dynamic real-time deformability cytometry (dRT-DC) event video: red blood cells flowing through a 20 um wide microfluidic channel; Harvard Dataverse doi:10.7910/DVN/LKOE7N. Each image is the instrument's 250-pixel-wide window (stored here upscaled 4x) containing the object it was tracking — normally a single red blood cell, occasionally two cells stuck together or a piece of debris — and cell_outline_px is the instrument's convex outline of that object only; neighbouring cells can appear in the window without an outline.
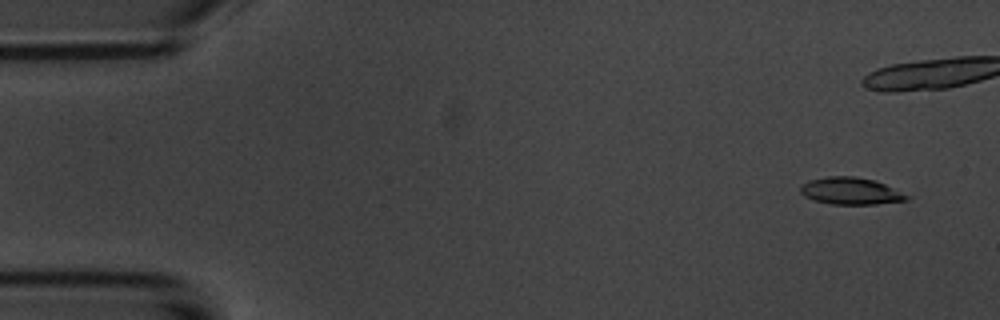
{"species": "common noctule bat (a hibernating species)", "species_latin": "Nyctalus noctula", "temperature_condition": "room temperature", "stored_images_in_passage": 6, "camera_frame_rate_fps": 3000, "um_per_image_px": 0.085, "animal": {"sex": "male", "body_mass_g": 20.1, "forearm_length_mm": 53.5}, "frame": {"image": 1, "passage_image": 1, "time_ms": 0.0, "image_size_px": [1000, 320], "cell_outline_px": [[912, 196], [908, 200], [876, 204], [832, 204], [812, 200], [804, 196], [800, 192], [800, 184], [808, 180], [828, 176], [856, 176], [876, 180]], "centroid_in_image_um": [72.31, 16.23], "position_along_channel_um": 12.7, "area_um2": 17.05}}